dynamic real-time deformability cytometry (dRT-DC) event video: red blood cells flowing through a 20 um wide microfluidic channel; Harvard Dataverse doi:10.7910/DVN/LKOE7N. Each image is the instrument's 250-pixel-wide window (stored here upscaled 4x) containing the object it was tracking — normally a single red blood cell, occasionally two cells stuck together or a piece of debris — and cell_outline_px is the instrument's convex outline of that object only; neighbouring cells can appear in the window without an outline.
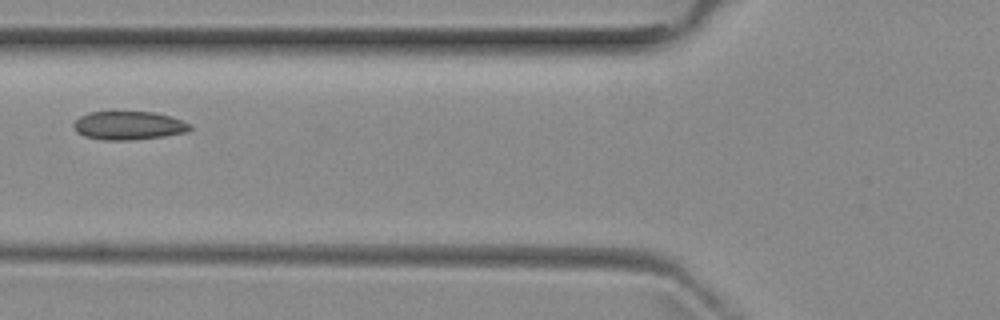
{"species": "common noctule bat (a hibernating species)", "species_latin": "Nyctalus noctula", "temperature_condition": "room temperature", "stored_images_in_passage": 5, "camera_frame_rate_fps": 3000, "um_per_image_px": 0.085, "animal": {"sex": "female", "body_mass_g": 29.2, "forearm_length_mm": 56.3}, "frame": {"image": 1, "passage_image": 5, "time_ms": 5.0, "image_size_px": [1000, 320], "cell_outline_px": [[192, 128], [188, 132], [164, 136], [132, 140], [100, 140], [84, 136], [76, 132], [72, 124], [80, 116], [88, 112], [112, 108], [116, 108], [156, 112], [172, 116], [192, 124]], "centroid_in_image_um": [10.91, 10.61], "position_along_channel_um": 114.9, "area_um2": 20.63}}